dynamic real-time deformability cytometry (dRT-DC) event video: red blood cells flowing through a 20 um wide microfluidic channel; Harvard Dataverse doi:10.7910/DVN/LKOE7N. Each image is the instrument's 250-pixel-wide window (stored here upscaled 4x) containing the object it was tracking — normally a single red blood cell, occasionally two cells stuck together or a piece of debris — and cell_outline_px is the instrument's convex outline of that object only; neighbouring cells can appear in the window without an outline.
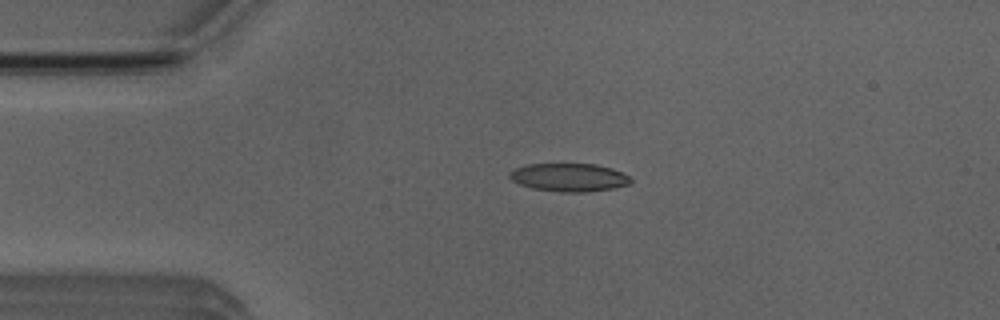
{"species": "Egyptian fruit bat (a non-hibernating species)", "species_latin": "Rousettus aegyptiacus", "temperature_condition": "room temperature", "stored_images_in_passage": 4, "camera_frame_rate_fps": 3000, "um_per_image_px": 0.085, "animal": {"sex": "male"}, "frame": {"image": 1, "passage_image": 3, "time_ms": 2.333, "image_size_px": [1000, 320], "cell_outline_px": [[632, 180], [628, 184], [612, 188], [588, 192], [560, 192], [532, 188], [520, 184], [512, 180], [508, 176], [508, 172], [516, 168], [528, 164], [596, 164], [612, 168], [628, 176]], "centroid_in_image_um": [48.34, 15.08], "position_along_channel_um": 36.7, "area_um2": 19.77}}